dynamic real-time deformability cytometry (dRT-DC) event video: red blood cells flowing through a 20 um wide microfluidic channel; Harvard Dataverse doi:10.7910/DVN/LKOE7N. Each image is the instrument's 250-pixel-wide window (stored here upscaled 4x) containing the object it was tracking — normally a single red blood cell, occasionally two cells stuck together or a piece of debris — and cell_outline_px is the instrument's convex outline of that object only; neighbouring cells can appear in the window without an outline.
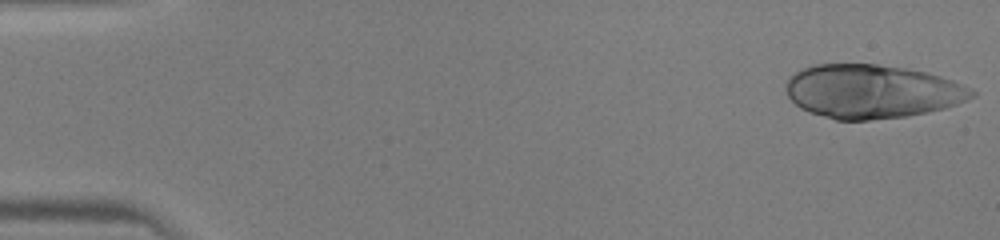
{"species": "human", "species_latin": "Homo sapiens", "temperature_condition": "warm", "stored_images_in_passage": 17, "camera_frame_rate_fps": 3000, "um_per_image_px": 0.085, "donor": {"sex": "male"}, "frame": {"image": 1, "passage_image": 1, "time_ms": 0.0, "image_size_px": [1000, 240], "cell_outline_px": [[976, 96], [956, 104], [944, 108], [928, 112], [908, 116], [868, 120], [836, 120], [808, 112], [800, 108], [788, 96], [784, 88], [784, 84], [788, 76], [800, 68], [812, 64], [876, 64], [904, 68], [928, 72], [952, 80], [972, 88], [976, 92]], "centroid_in_image_um": [74.07, 7.76], "position_along_channel_um": 10.9, "area_um2": 58.72}}
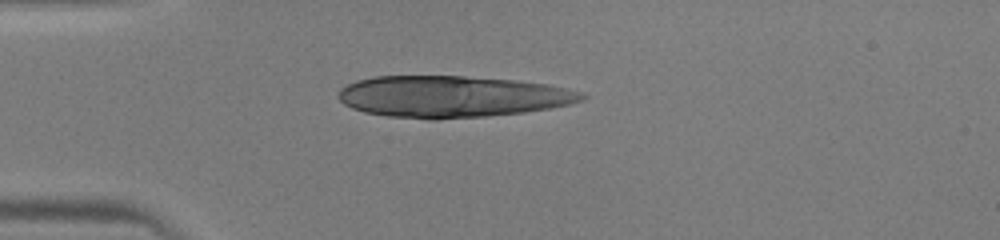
{"frame": {"image": 2, "passage_image": 12, "time_ms": 3.667, "image_size_px": [1000, 240], "cell_outline_px": [[588, 96], [584, 100], [572, 104], [552, 108], [524, 112], [488, 116], [436, 120], [428, 120], [388, 116], [364, 112], [352, 108], [344, 104], [336, 96], [340, 88], [356, 80], [376, 76], [464, 76], [516, 80], [548, 84], [584, 92]], "centroid_in_image_um": [38.45, 8.21], "position_along_channel_um": 46.6, "area_um2": 59.65}}